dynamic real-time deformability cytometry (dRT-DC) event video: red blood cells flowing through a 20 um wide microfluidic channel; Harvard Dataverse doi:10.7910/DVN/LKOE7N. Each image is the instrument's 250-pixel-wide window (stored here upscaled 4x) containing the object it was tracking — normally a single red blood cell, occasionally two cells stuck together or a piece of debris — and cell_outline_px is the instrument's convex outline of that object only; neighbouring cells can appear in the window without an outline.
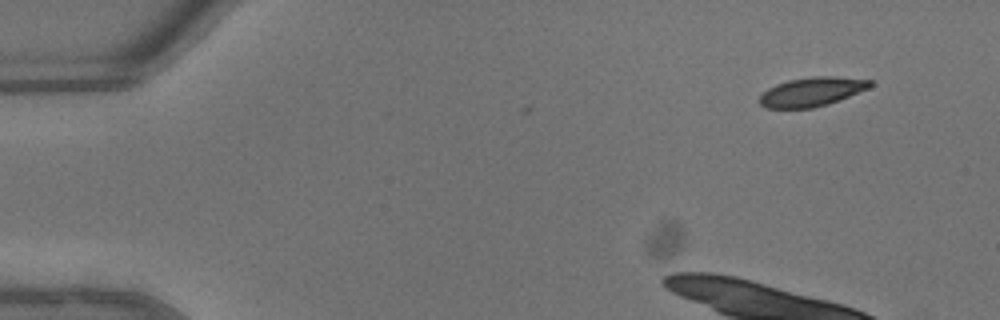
{"species": "common noctule bat (a hibernating species)", "species_latin": "Nyctalus noctula", "temperature_condition": "warm", "stored_images_in_passage": 3, "camera_frame_rate_fps": 3000, "um_per_image_px": 0.085, "animal": {"sex": "male", "body_mass_g": 13.3}, "frame": {"image": 1, "passage_image": 1, "time_ms": 0.0, "image_size_px": [1000, 320], "cell_outline_px": [[872, 84], [868, 88], [828, 104], [812, 108], [764, 108], [756, 100], [768, 88], [776, 84], [788, 80], [812, 76], [832, 76], [872, 80]], "centroid_in_image_um": [68.94, 7.8], "position_along_channel_um": 16.1, "area_um2": 18.67}}